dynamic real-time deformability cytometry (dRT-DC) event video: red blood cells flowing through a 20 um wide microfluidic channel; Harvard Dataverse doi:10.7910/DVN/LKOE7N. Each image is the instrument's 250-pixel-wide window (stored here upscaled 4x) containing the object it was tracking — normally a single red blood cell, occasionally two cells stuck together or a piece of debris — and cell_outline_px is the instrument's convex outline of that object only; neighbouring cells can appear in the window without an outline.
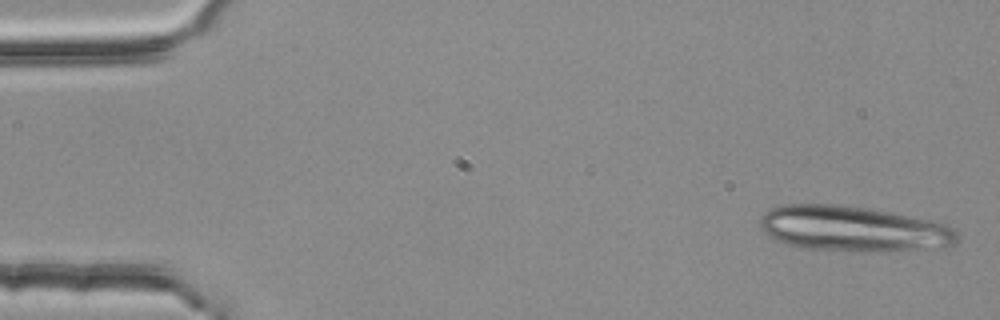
{"species": "common noctule bat (a hibernating species)", "species_latin": "Nyctalus noctula", "temperature_condition": "room temperature", "stored_images_in_passage": 4, "camera_frame_rate_fps": 3000, "um_per_image_px": 0.085, "animal": {"sex": "female", "body_mass_g": 25.1}, "frame": {"image": 1, "passage_image": 1, "time_ms": 0.0, "image_size_px": [1000, 320], "cell_outline_px": [[960, 236], [956, 244], [952, 248], [884, 252], [856, 252], [804, 248], [788, 244], [776, 240], [768, 236], [760, 228], [760, 220], [764, 212], [772, 208], [784, 204], [840, 204], [888, 212], [928, 220], [944, 224], [956, 228]], "centroid_in_image_um": [72.6, 19.48], "position_along_channel_um": 12.4, "area_um2": 53.06}}